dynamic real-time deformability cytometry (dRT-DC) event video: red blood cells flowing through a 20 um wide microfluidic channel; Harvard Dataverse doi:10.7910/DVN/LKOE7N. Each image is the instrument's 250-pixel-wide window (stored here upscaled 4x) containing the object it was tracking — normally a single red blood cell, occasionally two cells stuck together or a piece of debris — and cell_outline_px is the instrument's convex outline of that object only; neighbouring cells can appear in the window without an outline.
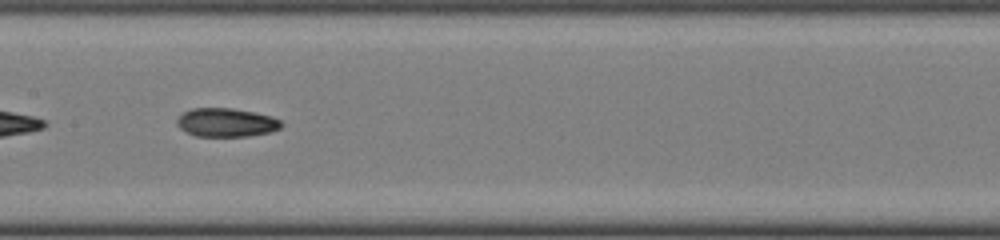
{"species": "common noctule bat (a hibernating species)", "species_latin": "Nyctalus noctula", "temperature_condition": "cold", "stored_images_in_passage": 23, "camera_frame_rate_fps": 3000, "um_per_image_px": 0.085, "animal": {"sex": "female", "body_mass_g": 22.0, "forearm_length_mm": 56.7}, "frame": {"image": 1, "passage_image": 14, "time_ms": 4.333, "image_size_px": [1000, 240], "cell_outline_px": [[284, 124], [280, 128], [272, 132], [248, 136], [196, 136], [180, 128], [176, 124], [176, 120], [184, 112], [192, 108], [232, 108], [252, 112], [268, 116], [280, 120]], "centroid_in_image_um": [19.23, 10.41], "position_along_channel_um": 188.2, "area_um2": 17.28}}
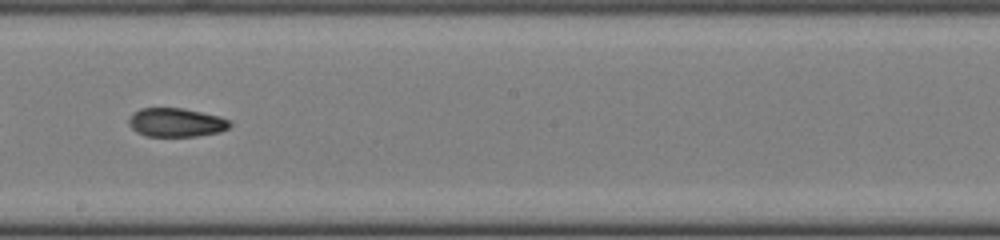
{"frame": {"image": 2, "passage_image": 17, "time_ms": 5.333, "image_size_px": [1000, 240], "cell_outline_px": [[232, 124], [228, 128], [220, 132], [196, 136], [144, 136], [136, 132], [128, 124], [128, 120], [132, 112], [140, 108], [184, 108], [220, 116], [228, 120]], "centroid_in_image_um": [14.94, 10.4], "position_along_channel_um": 233.3, "area_um2": 17.11}}
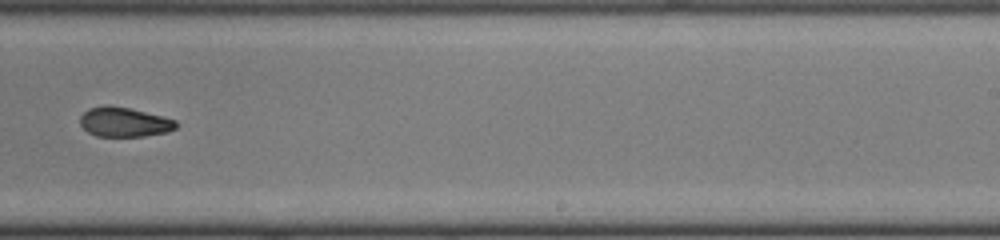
{"frame": {"image": 3, "passage_image": 20, "time_ms": 6.333, "image_size_px": [1000, 240], "cell_outline_px": [[176, 128], [168, 132], [144, 136], [96, 136], [88, 132], [80, 124], [80, 116], [88, 108], [104, 104], [108, 104], [132, 108], [164, 116], [176, 120]], "centroid_in_image_um": [10.55, 10.35], "position_along_channel_um": 278.4, "area_um2": 16.82}}